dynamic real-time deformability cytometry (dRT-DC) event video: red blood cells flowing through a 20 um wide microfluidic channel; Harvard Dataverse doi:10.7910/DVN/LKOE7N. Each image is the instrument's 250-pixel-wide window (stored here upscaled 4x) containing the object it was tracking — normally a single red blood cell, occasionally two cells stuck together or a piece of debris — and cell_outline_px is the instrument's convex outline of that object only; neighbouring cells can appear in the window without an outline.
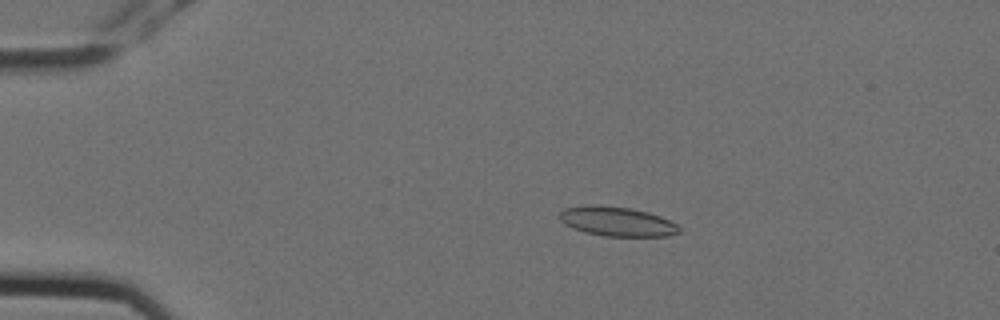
{"species": "Egyptian fruit bat (a non-hibernating species)", "species_latin": "Rousettus aegyptiacus", "temperature_condition": "cold", "stored_images_in_passage": 7, "camera_frame_rate_fps": 3000, "um_per_image_px": 0.085, "animal": {"sex": "female"}, "frame": {"image": 1, "passage_image": 3, "time_ms": 0.667, "image_size_px": [1000, 320], "cell_outline_px": [[680, 232], [668, 236], [604, 236], [584, 232], [572, 228], [564, 224], [560, 220], [560, 212], [564, 208], [584, 204], [600, 204], [632, 208], [648, 212], [660, 216], [676, 224], [680, 228]], "centroid_in_image_um": [52.4, 18.81], "position_along_channel_um": 32.6, "area_um2": 20.81}}
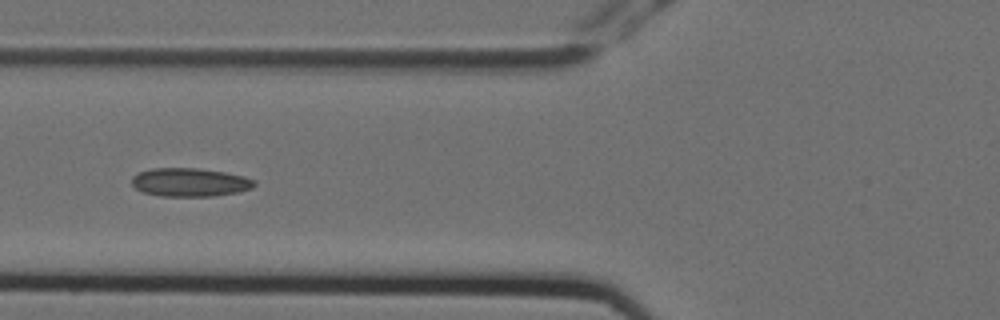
{"frame": {"image": 2, "passage_image": 6, "time_ms": 1.667, "image_size_px": [1000, 320], "cell_outline_px": [[256, 184], [252, 188], [236, 192], [212, 196], [160, 196], [144, 192], [136, 188], [132, 184], [132, 176], [140, 172], [152, 168], [196, 168], [224, 172], [244, 176], [256, 180]], "centroid_in_image_um": [16.15, 15.49], "position_along_channel_um": 109.7, "area_um2": 20.23}}
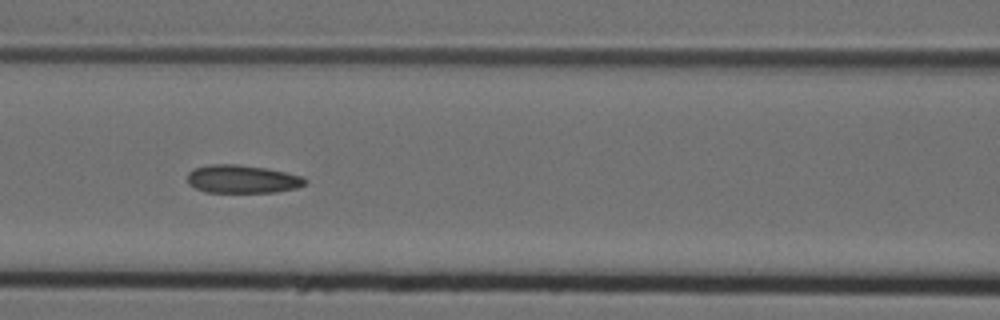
{"frame": {"image": 3, "passage_image": 7, "time_ms": 2.0, "image_size_px": [1000, 320], "cell_outline_px": [[308, 180], [304, 184], [296, 188], [276, 192], [204, 192], [188, 184], [188, 172], [196, 168], [212, 164], [236, 164], [264, 168], [284, 172], [300, 176]], "centroid_in_image_um": [20.57, 15.23], "position_along_channel_um": 146.0, "area_um2": 19.07}}